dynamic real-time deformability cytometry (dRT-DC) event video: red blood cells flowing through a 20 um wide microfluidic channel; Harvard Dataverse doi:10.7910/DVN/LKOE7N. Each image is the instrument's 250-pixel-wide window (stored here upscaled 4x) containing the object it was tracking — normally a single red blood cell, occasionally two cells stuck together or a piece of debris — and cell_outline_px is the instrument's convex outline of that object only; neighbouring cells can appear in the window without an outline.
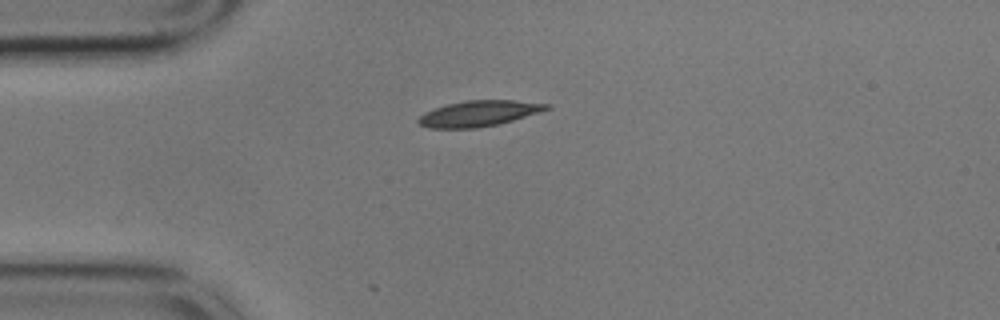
{"species": "common noctule bat (a hibernating species)", "species_latin": "Nyctalus noctula", "temperature_condition": "cold", "stored_images_in_passage": 4, "camera_frame_rate_fps": 3000, "um_per_image_px": 0.085, "animal": {"sex": "male", "body_mass_g": 17.9}, "frame": {"image": 1, "passage_image": 1, "time_ms": 0.0, "image_size_px": [1000, 320], "cell_outline_px": [[552, 108], [500, 124], [476, 128], [428, 128], [420, 124], [416, 120], [424, 112], [448, 104], [464, 100], [516, 100], [552, 104]], "centroid_in_image_um": [40.73, 9.64], "position_along_channel_um": 44.3, "area_um2": 19.31}}